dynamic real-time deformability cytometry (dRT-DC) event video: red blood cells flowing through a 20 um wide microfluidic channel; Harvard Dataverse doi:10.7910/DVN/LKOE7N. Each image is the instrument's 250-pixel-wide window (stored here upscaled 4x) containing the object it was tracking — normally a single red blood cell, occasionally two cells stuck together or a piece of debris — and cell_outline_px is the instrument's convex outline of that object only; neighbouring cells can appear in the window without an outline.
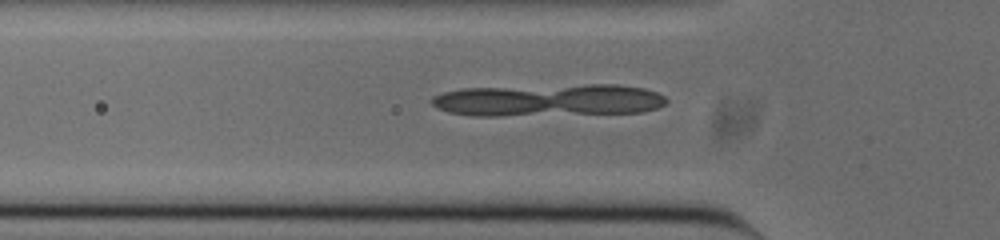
{"species": "common noctule bat (a hibernating species)", "species_latin": "Nyctalus noctula", "temperature_condition": "cold", "stored_images_in_passage": 49, "segment_of_instrument_passage": [2, 3], "camera_frame_rate_fps": 3000, "um_per_image_px": 0.085, "animal": {"sex": "male", "body_mass_g": 20.0, "forearm_length_mm": 53.3}, "frame": {"image": 1, "passage_image": 16, "time_ms": 5.0, "image_size_px": [1000, 240], "cell_outline_px": [[548, 104], [536, 108], [520, 112], [460, 112], [444, 108], [436, 104], [436, 100], [440, 96], [452, 92], [520, 92], [536, 96], [548, 100]], "centroid_in_image_um": [41.67, 8.66], "position_along_channel_um": 84.1, "area_um2": 13.76}}
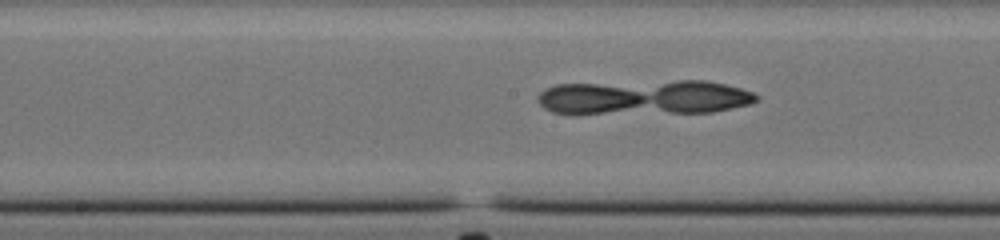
{"frame": {"image": 2, "passage_image": 25, "time_ms": 8.0, "image_size_px": [1000, 240], "cell_outline_px": [[756, 96], [752, 100], [740, 104], [724, 108], [692, 112], [684, 112], [668, 108], [652, 100], [652, 96], [664, 88], [672, 84], [716, 84], [736, 88], [748, 92]], "centroid_in_image_um": [59.56, 8.26], "position_along_channel_um": 188.6, "area_um2": 15.26}}